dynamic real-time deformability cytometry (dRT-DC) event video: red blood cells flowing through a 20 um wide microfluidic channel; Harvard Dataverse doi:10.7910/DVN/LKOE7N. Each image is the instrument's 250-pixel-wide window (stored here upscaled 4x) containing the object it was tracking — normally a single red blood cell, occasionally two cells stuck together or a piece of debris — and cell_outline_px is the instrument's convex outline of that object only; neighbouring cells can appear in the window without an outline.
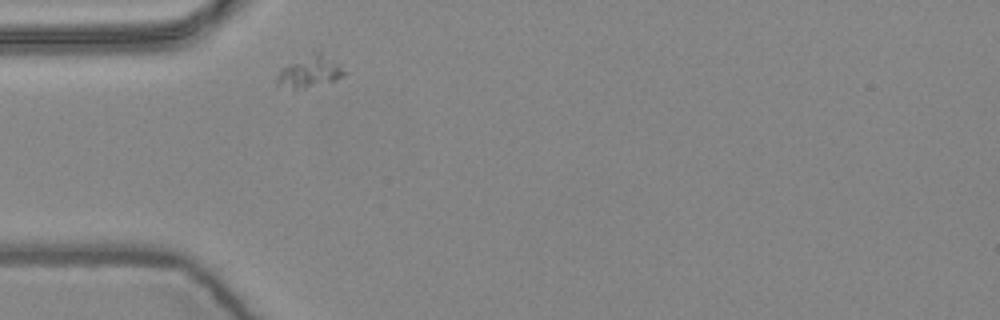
{"species": "common noctule bat (a hibernating species)", "species_latin": "Nyctalus noctula", "temperature_condition": "warm", "stored_images_in_passage": 1, "camera_frame_rate_fps": 3000, "um_per_image_px": 0.085, "animal": {"sex": "female", "body_mass_g": 24.6, "forearm_length_mm": 56.2}, "frame": {"image": 1, "passage_image": 1, "time_ms": 0.0, "image_size_px": [1000, 320], "cell_outline_px": [[348, 72], [344, 76], [336, 80], [304, 88], [276, 88], [276, 76], [288, 64], [312, 48], [320, 52]], "centroid_in_image_um": [26.29, 6.07], "position_along_channel_um": 58.7, "area_um2": 12.66}}